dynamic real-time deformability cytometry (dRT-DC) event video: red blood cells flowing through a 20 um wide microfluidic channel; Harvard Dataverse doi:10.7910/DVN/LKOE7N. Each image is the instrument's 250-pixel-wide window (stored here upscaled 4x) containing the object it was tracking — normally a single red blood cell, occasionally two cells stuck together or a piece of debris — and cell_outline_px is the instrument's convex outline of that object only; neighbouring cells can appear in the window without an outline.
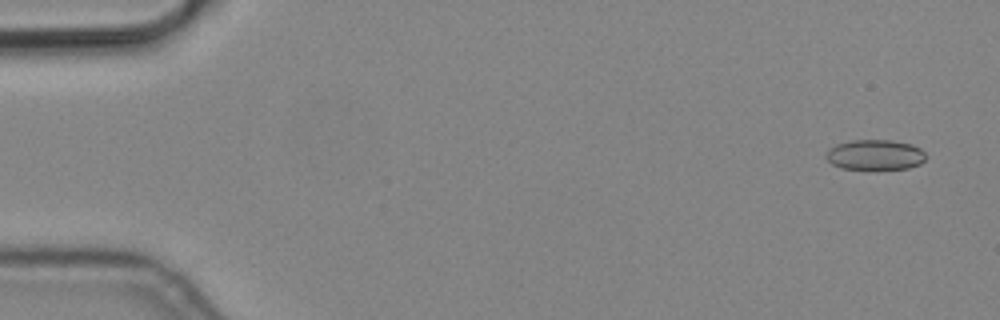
{"species": "common noctule bat (a hibernating species)", "species_latin": "Nyctalus noctula", "temperature_condition": "cold", "stored_images_in_passage": 4, "camera_frame_rate_fps": 3000, "um_per_image_px": 0.085, "animal": {"sex": "male", "body_mass_g": 19.2, "forearm_length_mm": 51.8}, "frame": {"image": 1, "passage_image": 1, "time_ms": 0.0, "image_size_px": [1000, 320], "cell_outline_px": [[924, 160], [920, 164], [908, 168], [840, 168], [832, 164], [828, 160], [828, 148], [836, 144], [852, 140], [892, 140], [912, 144], [920, 148], [924, 152]], "centroid_in_image_um": [74.39, 13.14], "position_along_channel_um": 10.6, "area_um2": 17.28}}